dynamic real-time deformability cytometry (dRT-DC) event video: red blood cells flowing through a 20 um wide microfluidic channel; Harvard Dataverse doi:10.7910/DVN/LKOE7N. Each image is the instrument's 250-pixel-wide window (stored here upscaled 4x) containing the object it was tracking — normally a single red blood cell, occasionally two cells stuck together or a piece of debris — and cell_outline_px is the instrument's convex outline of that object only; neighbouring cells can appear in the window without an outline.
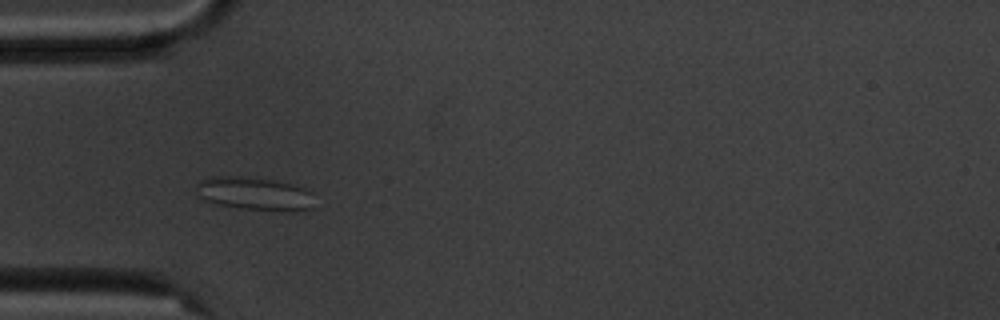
{"species": "common noctule bat (a hibernating species)", "species_latin": "Nyctalus noctula", "temperature_condition": "cold", "stored_images_in_passage": 7, "camera_frame_rate_fps": 3000, "um_per_image_px": 0.085, "animal": {"sex": "male", "body_mass_g": 20.1, "forearm_length_mm": 53.5}, "frame": {"image": 1, "passage_image": 6, "time_ms": 5.667, "image_size_px": [1000, 320], "cell_outline_px": [[312, 208], [292, 212], [288, 212], [240, 208], [216, 204], [204, 200], [196, 196], [196, 184], [200, 180], [212, 176], [240, 176], [272, 180], [292, 184], [304, 188], [308, 192]], "centroid_in_image_um": [21.54, 16.47], "position_along_channel_um": 63.5, "area_um2": 22.83}}
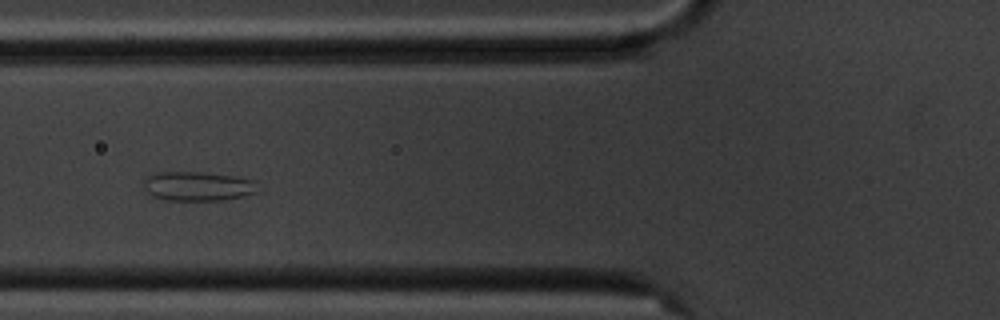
{"frame": {"image": 2, "passage_image": 7, "time_ms": 7.0, "image_size_px": [1000, 320], "cell_outline_px": [[260, 192], [244, 196], [224, 200], [164, 200], [152, 196], [144, 188], [144, 180], [148, 176], [156, 172], [196, 172], [236, 176], [252, 180]], "centroid_in_image_um": [16.81, 15.83], "position_along_channel_um": 109.0, "area_um2": 19.48}}